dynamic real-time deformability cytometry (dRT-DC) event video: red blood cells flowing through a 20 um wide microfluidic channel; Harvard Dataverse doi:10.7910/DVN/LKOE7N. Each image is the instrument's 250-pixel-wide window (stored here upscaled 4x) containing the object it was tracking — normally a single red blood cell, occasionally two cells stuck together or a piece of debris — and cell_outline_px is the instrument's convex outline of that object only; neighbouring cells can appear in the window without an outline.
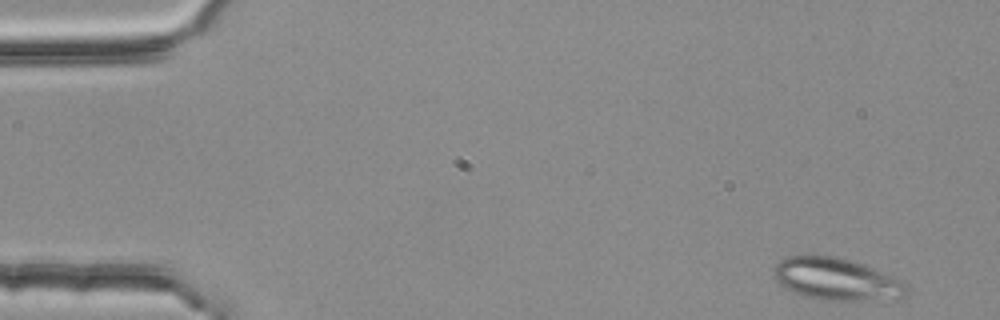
{"species": "common noctule bat (a hibernating species)", "species_latin": "Nyctalus noctula", "temperature_condition": "room temperature", "stored_images_in_passage": 4, "camera_frame_rate_fps": 3000, "um_per_image_px": 0.085, "animal": {"sex": "female", "body_mass_g": 25.1}, "frame": {"image": 1, "passage_image": 1, "time_ms": 0.0, "image_size_px": [1000, 320], "cell_outline_px": [[912, 288], [908, 296], [860, 300], [824, 300], [804, 296], [792, 292], [784, 288], [776, 280], [772, 272], [772, 268], [784, 256], [836, 256], [864, 264], [908, 280]], "centroid_in_image_um": [71.17, 23.72], "position_along_channel_um": 13.8, "area_um2": 33.35}}